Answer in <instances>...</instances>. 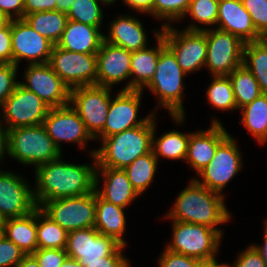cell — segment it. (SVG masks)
I'll return each instance as SVG.
<instances>
[{"instance_id": "7dc6e473", "label": "cell", "mask_w": 267, "mask_h": 267, "mask_svg": "<svg viewBox=\"0 0 267 267\" xmlns=\"http://www.w3.org/2000/svg\"><path fill=\"white\" fill-rule=\"evenodd\" d=\"M0 62L12 64L11 20L0 30Z\"/></svg>"}, {"instance_id": "d4e9b609", "label": "cell", "mask_w": 267, "mask_h": 267, "mask_svg": "<svg viewBox=\"0 0 267 267\" xmlns=\"http://www.w3.org/2000/svg\"><path fill=\"white\" fill-rule=\"evenodd\" d=\"M104 34L100 28L68 20L62 37L56 44L58 47L76 53L97 54Z\"/></svg>"}, {"instance_id": "ab89813d", "label": "cell", "mask_w": 267, "mask_h": 267, "mask_svg": "<svg viewBox=\"0 0 267 267\" xmlns=\"http://www.w3.org/2000/svg\"><path fill=\"white\" fill-rule=\"evenodd\" d=\"M251 15L252 23L262 38H267V0H241Z\"/></svg>"}, {"instance_id": "1f68e13d", "label": "cell", "mask_w": 267, "mask_h": 267, "mask_svg": "<svg viewBox=\"0 0 267 267\" xmlns=\"http://www.w3.org/2000/svg\"><path fill=\"white\" fill-rule=\"evenodd\" d=\"M241 123L260 143L267 134V94L240 108Z\"/></svg>"}, {"instance_id": "f5cc1de1", "label": "cell", "mask_w": 267, "mask_h": 267, "mask_svg": "<svg viewBox=\"0 0 267 267\" xmlns=\"http://www.w3.org/2000/svg\"><path fill=\"white\" fill-rule=\"evenodd\" d=\"M196 267H229V264L218 263L215 257L210 259H200L196 262Z\"/></svg>"}, {"instance_id": "4fadbf2b", "label": "cell", "mask_w": 267, "mask_h": 267, "mask_svg": "<svg viewBox=\"0 0 267 267\" xmlns=\"http://www.w3.org/2000/svg\"><path fill=\"white\" fill-rule=\"evenodd\" d=\"M4 122L7 128L37 126L44 122L49 111L43 100L34 92L24 88L20 83L2 106Z\"/></svg>"}, {"instance_id": "8992f818", "label": "cell", "mask_w": 267, "mask_h": 267, "mask_svg": "<svg viewBox=\"0 0 267 267\" xmlns=\"http://www.w3.org/2000/svg\"><path fill=\"white\" fill-rule=\"evenodd\" d=\"M190 24L186 30L205 31L207 40V58L205 67L212 76H228L243 64L245 43L237 36L219 29H206Z\"/></svg>"}, {"instance_id": "db71d44e", "label": "cell", "mask_w": 267, "mask_h": 267, "mask_svg": "<svg viewBox=\"0 0 267 267\" xmlns=\"http://www.w3.org/2000/svg\"><path fill=\"white\" fill-rule=\"evenodd\" d=\"M264 225H265L264 226V244L262 246L253 244V246L260 253V255L263 258V261L267 267V218L265 220Z\"/></svg>"}, {"instance_id": "94428289", "label": "cell", "mask_w": 267, "mask_h": 267, "mask_svg": "<svg viewBox=\"0 0 267 267\" xmlns=\"http://www.w3.org/2000/svg\"><path fill=\"white\" fill-rule=\"evenodd\" d=\"M266 141H267V134H266V136L264 137V139L260 143L264 144V143H266Z\"/></svg>"}, {"instance_id": "f1b7e54d", "label": "cell", "mask_w": 267, "mask_h": 267, "mask_svg": "<svg viewBox=\"0 0 267 267\" xmlns=\"http://www.w3.org/2000/svg\"><path fill=\"white\" fill-rule=\"evenodd\" d=\"M27 23L40 35L56 45L62 37L68 17L58 10L41 11L24 16Z\"/></svg>"}, {"instance_id": "7c38bea8", "label": "cell", "mask_w": 267, "mask_h": 267, "mask_svg": "<svg viewBox=\"0 0 267 267\" xmlns=\"http://www.w3.org/2000/svg\"><path fill=\"white\" fill-rule=\"evenodd\" d=\"M241 156L236 140L229 134L218 145L210 163L198 173L203 181L193 179L211 191L222 194L230 180L243 168Z\"/></svg>"}, {"instance_id": "74e56055", "label": "cell", "mask_w": 267, "mask_h": 267, "mask_svg": "<svg viewBox=\"0 0 267 267\" xmlns=\"http://www.w3.org/2000/svg\"><path fill=\"white\" fill-rule=\"evenodd\" d=\"M191 0H154L153 16L166 21H181Z\"/></svg>"}, {"instance_id": "44dd1931", "label": "cell", "mask_w": 267, "mask_h": 267, "mask_svg": "<svg viewBox=\"0 0 267 267\" xmlns=\"http://www.w3.org/2000/svg\"><path fill=\"white\" fill-rule=\"evenodd\" d=\"M218 120H212L210 128L191 132L185 161L197 174L213 159L218 145L229 135Z\"/></svg>"}, {"instance_id": "6f0895ef", "label": "cell", "mask_w": 267, "mask_h": 267, "mask_svg": "<svg viewBox=\"0 0 267 267\" xmlns=\"http://www.w3.org/2000/svg\"><path fill=\"white\" fill-rule=\"evenodd\" d=\"M61 267H84L78 260L67 258Z\"/></svg>"}, {"instance_id": "9c48e42d", "label": "cell", "mask_w": 267, "mask_h": 267, "mask_svg": "<svg viewBox=\"0 0 267 267\" xmlns=\"http://www.w3.org/2000/svg\"><path fill=\"white\" fill-rule=\"evenodd\" d=\"M161 36L166 46L176 56L180 68L187 75L200 70L207 58L205 31H178L170 23L161 24Z\"/></svg>"}, {"instance_id": "91938a15", "label": "cell", "mask_w": 267, "mask_h": 267, "mask_svg": "<svg viewBox=\"0 0 267 267\" xmlns=\"http://www.w3.org/2000/svg\"><path fill=\"white\" fill-rule=\"evenodd\" d=\"M99 2L103 3V5H104V3L106 5H109V4L111 5V4L115 3L116 0H99Z\"/></svg>"}, {"instance_id": "f907efd6", "label": "cell", "mask_w": 267, "mask_h": 267, "mask_svg": "<svg viewBox=\"0 0 267 267\" xmlns=\"http://www.w3.org/2000/svg\"><path fill=\"white\" fill-rule=\"evenodd\" d=\"M126 5L134 11L149 13L153 16V2L154 0H123Z\"/></svg>"}, {"instance_id": "f546056e", "label": "cell", "mask_w": 267, "mask_h": 267, "mask_svg": "<svg viewBox=\"0 0 267 267\" xmlns=\"http://www.w3.org/2000/svg\"><path fill=\"white\" fill-rule=\"evenodd\" d=\"M242 65L253 74L261 92L267 94V38L245 43Z\"/></svg>"}, {"instance_id": "c3c4849f", "label": "cell", "mask_w": 267, "mask_h": 267, "mask_svg": "<svg viewBox=\"0 0 267 267\" xmlns=\"http://www.w3.org/2000/svg\"><path fill=\"white\" fill-rule=\"evenodd\" d=\"M0 14L9 20L23 19L24 0H0Z\"/></svg>"}, {"instance_id": "f6af8a7d", "label": "cell", "mask_w": 267, "mask_h": 267, "mask_svg": "<svg viewBox=\"0 0 267 267\" xmlns=\"http://www.w3.org/2000/svg\"><path fill=\"white\" fill-rule=\"evenodd\" d=\"M198 259L186 255L177 254L165 249L159 257V267H196Z\"/></svg>"}, {"instance_id": "ac0fdd59", "label": "cell", "mask_w": 267, "mask_h": 267, "mask_svg": "<svg viewBox=\"0 0 267 267\" xmlns=\"http://www.w3.org/2000/svg\"><path fill=\"white\" fill-rule=\"evenodd\" d=\"M43 125L60 150L61 141L77 143L81 149H84L87 141L94 140L78 113L71 107V104L64 107L50 108Z\"/></svg>"}, {"instance_id": "e575fe53", "label": "cell", "mask_w": 267, "mask_h": 267, "mask_svg": "<svg viewBox=\"0 0 267 267\" xmlns=\"http://www.w3.org/2000/svg\"><path fill=\"white\" fill-rule=\"evenodd\" d=\"M228 76L232 83L237 109L251 103L263 94L255 77L244 65L236 68Z\"/></svg>"}, {"instance_id": "9f6ffc18", "label": "cell", "mask_w": 267, "mask_h": 267, "mask_svg": "<svg viewBox=\"0 0 267 267\" xmlns=\"http://www.w3.org/2000/svg\"><path fill=\"white\" fill-rule=\"evenodd\" d=\"M55 1H56V10L67 14L72 6V3L75 0H55Z\"/></svg>"}, {"instance_id": "e0dca14e", "label": "cell", "mask_w": 267, "mask_h": 267, "mask_svg": "<svg viewBox=\"0 0 267 267\" xmlns=\"http://www.w3.org/2000/svg\"><path fill=\"white\" fill-rule=\"evenodd\" d=\"M142 90H120L109 105L108 117L103 131L96 140L103 139L122 131L143 125L152 115L138 119ZM138 119V120H137ZM98 138V139H97Z\"/></svg>"}, {"instance_id": "ee69618b", "label": "cell", "mask_w": 267, "mask_h": 267, "mask_svg": "<svg viewBox=\"0 0 267 267\" xmlns=\"http://www.w3.org/2000/svg\"><path fill=\"white\" fill-rule=\"evenodd\" d=\"M124 245H120L110 256L103 260L79 261L84 267H130L125 255L122 254Z\"/></svg>"}, {"instance_id": "4316f807", "label": "cell", "mask_w": 267, "mask_h": 267, "mask_svg": "<svg viewBox=\"0 0 267 267\" xmlns=\"http://www.w3.org/2000/svg\"><path fill=\"white\" fill-rule=\"evenodd\" d=\"M1 233L24 253H34L38 249L37 209L23 217L3 220Z\"/></svg>"}, {"instance_id": "83f0119b", "label": "cell", "mask_w": 267, "mask_h": 267, "mask_svg": "<svg viewBox=\"0 0 267 267\" xmlns=\"http://www.w3.org/2000/svg\"><path fill=\"white\" fill-rule=\"evenodd\" d=\"M121 206L103 200L96 192V211L94 228L103 235L114 238L121 245L127 246L123 239L126 229V217Z\"/></svg>"}, {"instance_id": "d6a6232c", "label": "cell", "mask_w": 267, "mask_h": 267, "mask_svg": "<svg viewBox=\"0 0 267 267\" xmlns=\"http://www.w3.org/2000/svg\"><path fill=\"white\" fill-rule=\"evenodd\" d=\"M158 160L151 151L136 158L124 171L127 173L133 189L140 194L144 193L154 179Z\"/></svg>"}, {"instance_id": "bcb514c9", "label": "cell", "mask_w": 267, "mask_h": 267, "mask_svg": "<svg viewBox=\"0 0 267 267\" xmlns=\"http://www.w3.org/2000/svg\"><path fill=\"white\" fill-rule=\"evenodd\" d=\"M234 261L233 267H266L263 258L253 245L242 251ZM229 267H232L229 264Z\"/></svg>"}, {"instance_id": "836d02e7", "label": "cell", "mask_w": 267, "mask_h": 267, "mask_svg": "<svg viewBox=\"0 0 267 267\" xmlns=\"http://www.w3.org/2000/svg\"><path fill=\"white\" fill-rule=\"evenodd\" d=\"M68 232L37 208L38 249H65Z\"/></svg>"}, {"instance_id": "816d5d0a", "label": "cell", "mask_w": 267, "mask_h": 267, "mask_svg": "<svg viewBox=\"0 0 267 267\" xmlns=\"http://www.w3.org/2000/svg\"><path fill=\"white\" fill-rule=\"evenodd\" d=\"M2 120H0V162L3 161L4 156L8 153V128H3Z\"/></svg>"}, {"instance_id": "f35d334b", "label": "cell", "mask_w": 267, "mask_h": 267, "mask_svg": "<svg viewBox=\"0 0 267 267\" xmlns=\"http://www.w3.org/2000/svg\"><path fill=\"white\" fill-rule=\"evenodd\" d=\"M219 0H191L185 16L189 14L191 18L201 24L215 25L218 17Z\"/></svg>"}, {"instance_id": "277c9868", "label": "cell", "mask_w": 267, "mask_h": 267, "mask_svg": "<svg viewBox=\"0 0 267 267\" xmlns=\"http://www.w3.org/2000/svg\"><path fill=\"white\" fill-rule=\"evenodd\" d=\"M186 74L180 68L176 56L165 46L159 55L156 71L151 82L146 86L158 98V106L169 111L176 123L182 124L185 119L182 83Z\"/></svg>"}, {"instance_id": "681fc988", "label": "cell", "mask_w": 267, "mask_h": 267, "mask_svg": "<svg viewBox=\"0 0 267 267\" xmlns=\"http://www.w3.org/2000/svg\"><path fill=\"white\" fill-rule=\"evenodd\" d=\"M56 10L55 0H24V16L34 12Z\"/></svg>"}, {"instance_id": "3957f363", "label": "cell", "mask_w": 267, "mask_h": 267, "mask_svg": "<svg viewBox=\"0 0 267 267\" xmlns=\"http://www.w3.org/2000/svg\"><path fill=\"white\" fill-rule=\"evenodd\" d=\"M155 114L143 124L105 137L102 146L90 151L95 154L96 167L125 169L136 158L152 151Z\"/></svg>"}, {"instance_id": "ffe728a7", "label": "cell", "mask_w": 267, "mask_h": 267, "mask_svg": "<svg viewBox=\"0 0 267 267\" xmlns=\"http://www.w3.org/2000/svg\"><path fill=\"white\" fill-rule=\"evenodd\" d=\"M97 85L112 88L130 77L131 51L103 41L96 54Z\"/></svg>"}, {"instance_id": "8fae6325", "label": "cell", "mask_w": 267, "mask_h": 267, "mask_svg": "<svg viewBox=\"0 0 267 267\" xmlns=\"http://www.w3.org/2000/svg\"><path fill=\"white\" fill-rule=\"evenodd\" d=\"M49 64L70 89L97 85L96 54L76 53L54 45Z\"/></svg>"}, {"instance_id": "5bb4252c", "label": "cell", "mask_w": 267, "mask_h": 267, "mask_svg": "<svg viewBox=\"0 0 267 267\" xmlns=\"http://www.w3.org/2000/svg\"><path fill=\"white\" fill-rule=\"evenodd\" d=\"M24 77L25 83H19L39 96L48 107L69 105L71 89L53 71L49 63L29 64Z\"/></svg>"}, {"instance_id": "5b68a950", "label": "cell", "mask_w": 267, "mask_h": 267, "mask_svg": "<svg viewBox=\"0 0 267 267\" xmlns=\"http://www.w3.org/2000/svg\"><path fill=\"white\" fill-rule=\"evenodd\" d=\"M7 144L8 156L23 165H34L35 169L62 157V150L53 142L43 124L9 129Z\"/></svg>"}, {"instance_id": "7a4b0ae2", "label": "cell", "mask_w": 267, "mask_h": 267, "mask_svg": "<svg viewBox=\"0 0 267 267\" xmlns=\"http://www.w3.org/2000/svg\"><path fill=\"white\" fill-rule=\"evenodd\" d=\"M224 197V194L211 191L193 179L188 187L179 193L166 218L205 225L217 229L222 235L223 231L216 227L231 219V213L224 204Z\"/></svg>"}, {"instance_id": "8d00e7d4", "label": "cell", "mask_w": 267, "mask_h": 267, "mask_svg": "<svg viewBox=\"0 0 267 267\" xmlns=\"http://www.w3.org/2000/svg\"><path fill=\"white\" fill-rule=\"evenodd\" d=\"M99 0H75L67 13L68 20L100 28L103 20Z\"/></svg>"}, {"instance_id": "4dcf8cb0", "label": "cell", "mask_w": 267, "mask_h": 267, "mask_svg": "<svg viewBox=\"0 0 267 267\" xmlns=\"http://www.w3.org/2000/svg\"><path fill=\"white\" fill-rule=\"evenodd\" d=\"M156 125L153 131L152 151L155 157L159 160V156L172 160L185 161L188 151V143L190 134L182 133L177 130L168 131L159 138H155Z\"/></svg>"}, {"instance_id": "7bdbcfd3", "label": "cell", "mask_w": 267, "mask_h": 267, "mask_svg": "<svg viewBox=\"0 0 267 267\" xmlns=\"http://www.w3.org/2000/svg\"><path fill=\"white\" fill-rule=\"evenodd\" d=\"M32 255L40 267H61L68 258L65 249H37Z\"/></svg>"}, {"instance_id": "cb8c5ba5", "label": "cell", "mask_w": 267, "mask_h": 267, "mask_svg": "<svg viewBox=\"0 0 267 267\" xmlns=\"http://www.w3.org/2000/svg\"><path fill=\"white\" fill-rule=\"evenodd\" d=\"M161 30L155 32L157 40L156 47L145 48L131 52V70L132 79L122 90H142L153 79L160 51L166 46Z\"/></svg>"}, {"instance_id": "603a6c76", "label": "cell", "mask_w": 267, "mask_h": 267, "mask_svg": "<svg viewBox=\"0 0 267 267\" xmlns=\"http://www.w3.org/2000/svg\"><path fill=\"white\" fill-rule=\"evenodd\" d=\"M100 176L104 179V185L99 190ZM95 190L103 200L123 208L129 206L139 196L124 169L96 167Z\"/></svg>"}, {"instance_id": "30bf717a", "label": "cell", "mask_w": 267, "mask_h": 267, "mask_svg": "<svg viewBox=\"0 0 267 267\" xmlns=\"http://www.w3.org/2000/svg\"><path fill=\"white\" fill-rule=\"evenodd\" d=\"M111 88L98 85L71 88V107L78 113L91 136L103 131L111 103Z\"/></svg>"}, {"instance_id": "6da1fadb", "label": "cell", "mask_w": 267, "mask_h": 267, "mask_svg": "<svg viewBox=\"0 0 267 267\" xmlns=\"http://www.w3.org/2000/svg\"><path fill=\"white\" fill-rule=\"evenodd\" d=\"M92 165L61 161V157L35 169L34 199L42 202L89 194L95 190L96 157Z\"/></svg>"}, {"instance_id": "2e32d148", "label": "cell", "mask_w": 267, "mask_h": 267, "mask_svg": "<svg viewBox=\"0 0 267 267\" xmlns=\"http://www.w3.org/2000/svg\"><path fill=\"white\" fill-rule=\"evenodd\" d=\"M18 174L0 170V218H19L38 208L34 189Z\"/></svg>"}, {"instance_id": "9a60e30c", "label": "cell", "mask_w": 267, "mask_h": 267, "mask_svg": "<svg viewBox=\"0 0 267 267\" xmlns=\"http://www.w3.org/2000/svg\"><path fill=\"white\" fill-rule=\"evenodd\" d=\"M12 64L19 66L25 58L29 64L49 63L54 44L37 33L23 19L11 20Z\"/></svg>"}, {"instance_id": "52a82bcc", "label": "cell", "mask_w": 267, "mask_h": 267, "mask_svg": "<svg viewBox=\"0 0 267 267\" xmlns=\"http://www.w3.org/2000/svg\"><path fill=\"white\" fill-rule=\"evenodd\" d=\"M172 221V242L168 243L166 249L198 260L216 256L223 237L217 229L196 223Z\"/></svg>"}, {"instance_id": "680465c9", "label": "cell", "mask_w": 267, "mask_h": 267, "mask_svg": "<svg viewBox=\"0 0 267 267\" xmlns=\"http://www.w3.org/2000/svg\"><path fill=\"white\" fill-rule=\"evenodd\" d=\"M10 20L5 16L0 14V30L9 22Z\"/></svg>"}, {"instance_id": "484cf974", "label": "cell", "mask_w": 267, "mask_h": 267, "mask_svg": "<svg viewBox=\"0 0 267 267\" xmlns=\"http://www.w3.org/2000/svg\"><path fill=\"white\" fill-rule=\"evenodd\" d=\"M108 36L104 35V41L123 47L128 51H138L147 48V35L142 23L132 16L120 15L110 22Z\"/></svg>"}, {"instance_id": "60d3db41", "label": "cell", "mask_w": 267, "mask_h": 267, "mask_svg": "<svg viewBox=\"0 0 267 267\" xmlns=\"http://www.w3.org/2000/svg\"><path fill=\"white\" fill-rule=\"evenodd\" d=\"M18 67L11 63L0 64V106L14 92L18 81H16Z\"/></svg>"}, {"instance_id": "b9f144b4", "label": "cell", "mask_w": 267, "mask_h": 267, "mask_svg": "<svg viewBox=\"0 0 267 267\" xmlns=\"http://www.w3.org/2000/svg\"><path fill=\"white\" fill-rule=\"evenodd\" d=\"M25 255L26 253L0 233V267H16Z\"/></svg>"}, {"instance_id": "d6986e66", "label": "cell", "mask_w": 267, "mask_h": 267, "mask_svg": "<svg viewBox=\"0 0 267 267\" xmlns=\"http://www.w3.org/2000/svg\"><path fill=\"white\" fill-rule=\"evenodd\" d=\"M120 245L114 238L90 227L69 232L65 250L74 260L95 261L110 256Z\"/></svg>"}, {"instance_id": "ba28073f", "label": "cell", "mask_w": 267, "mask_h": 267, "mask_svg": "<svg viewBox=\"0 0 267 267\" xmlns=\"http://www.w3.org/2000/svg\"><path fill=\"white\" fill-rule=\"evenodd\" d=\"M38 208L68 233L94 227L96 190L81 196L45 201Z\"/></svg>"}, {"instance_id": "11a10c76", "label": "cell", "mask_w": 267, "mask_h": 267, "mask_svg": "<svg viewBox=\"0 0 267 267\" xmlns=\"http://www.w3.org/2000/svg\"><path fill=\"white\" fill-rule=\"evenodd\" d=\"M16 267H40L32 254H26Z\"/></svg>"}, {"instance_id": "7402d4cb", "label": "cell", "mask_w": 267, "mask_h": 267, "mask_svg": "<svg viewBox=\"0 0 267 267\" xmlns=\"http://www.w3.org/2000/svg\"><path fill=\"white\" fill-rule=\"evenodd\" d=\"M219 30L239 37L244 43L263 39L256 31L241 0H219L216 22Z\"/></svg>"}, {"instance_id": "d590c367", "label": "cell", "mask_w": 267, "mask_h": 267, "mask_svg": "<svg viewBox=\"0 0 267 267\" xmlns=\"http://www.w3.org/2000/svg\"><path fill=\"white\" fill-rule=\"evenodd\" d=\"M213 80L207 88V100L213 108L222 111L237 109L233 87L229 76H212Z\"/></svg>"}]
</instances>
